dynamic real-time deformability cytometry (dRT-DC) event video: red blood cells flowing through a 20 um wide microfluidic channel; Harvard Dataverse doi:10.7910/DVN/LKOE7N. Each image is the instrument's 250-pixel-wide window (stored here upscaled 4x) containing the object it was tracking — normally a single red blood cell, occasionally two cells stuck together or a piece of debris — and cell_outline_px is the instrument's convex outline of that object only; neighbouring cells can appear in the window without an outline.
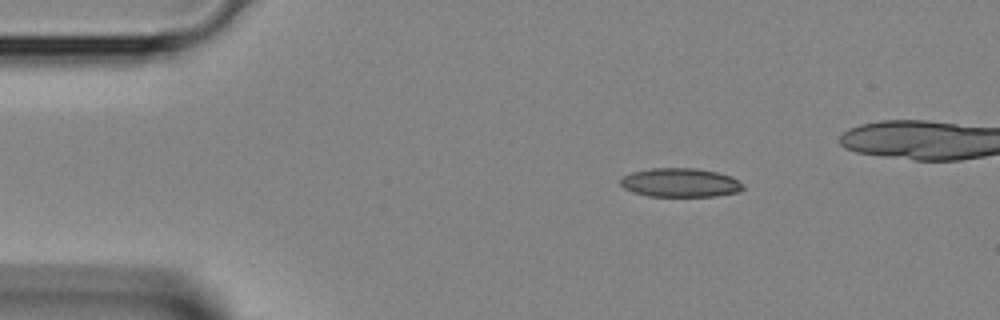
{"species": "Egyptian fruit bat (a non-hibernating species)", "species_latin": "Rousettus aegyptiacus", "temperature_condition": "room temperature", "stored_images_in_passage": 3, "camera_frame_rate_fps": 3000, "um_per_image_px": 0.085, "animal": {"sex": "female"}, "frame": {"image": 1, "passage_image": 1, "time_ms": 0.0, "image_size_px": [1000, 320], "cell_outline_px": [[744, 188], [740, 192], [716, 196], [648, 196], [632, 192], [624, 188], [620, 184], [620, 180], [624, 176], [632, 172], [652, 168], [696, 168], [716, 172], [732, 176], [744, 184]], "centroid_in_image_um": [57.85, 15.53], "position_along_channel_um": 27.1, "area_um2": 20.75}}